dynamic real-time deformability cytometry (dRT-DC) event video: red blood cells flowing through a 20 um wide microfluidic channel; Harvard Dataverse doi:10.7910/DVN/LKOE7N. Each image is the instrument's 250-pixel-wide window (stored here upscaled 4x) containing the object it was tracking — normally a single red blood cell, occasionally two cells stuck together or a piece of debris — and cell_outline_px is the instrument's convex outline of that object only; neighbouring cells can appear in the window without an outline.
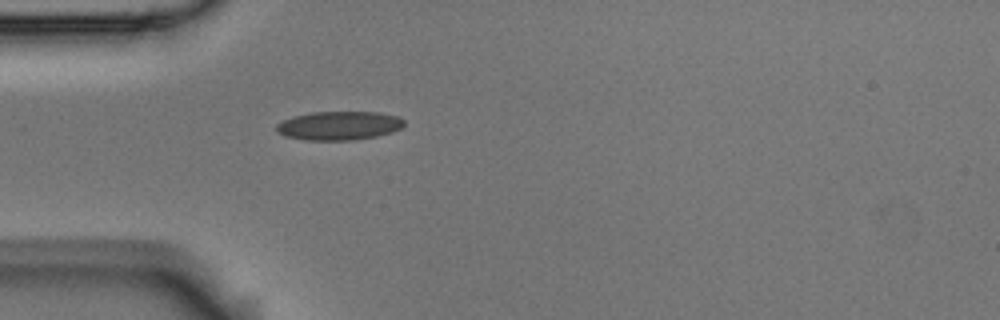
{"species": "Egyptian fruit bat (a non-hibernating species)", "species_latin": "Rousettus aegyptiacus", "temperature_condition": "room temperature", "stored_images_in_passage": 1, "camera_frame_rate_fps": 3000, "um_per_image_px": 0.085, "animal": {"sex": "male"}, "frame": {"image": 1, "passage_image": 1, "time_ms": 0.0, "image_size_px": [1000, 320], "cell_outline_px": [[404, 124], [400, 128], [392, 132], [376, 136], [352, 140], [304, 140], [284, 136], [276, 132], [276, 124], [284, 120], [296, 116], [312, 112], [376, 112], [396, 116], [404, 120]], "centroid_in_image_um": [28.79, 10.69], "position_along_channel_um": 56.2, "area_um2": 21.27}}